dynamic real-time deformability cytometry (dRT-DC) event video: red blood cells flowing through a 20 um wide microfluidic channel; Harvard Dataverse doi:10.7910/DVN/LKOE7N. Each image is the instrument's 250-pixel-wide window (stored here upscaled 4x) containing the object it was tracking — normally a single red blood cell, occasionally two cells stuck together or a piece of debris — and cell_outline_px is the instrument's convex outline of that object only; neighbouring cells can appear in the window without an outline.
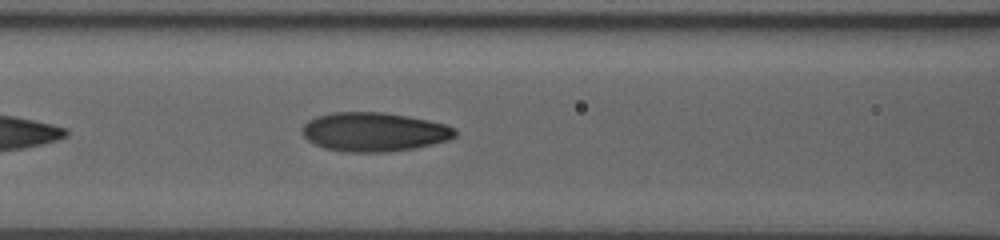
{"species": "human", "species_latin": "Homo sapiens", "temperature_condition": "room temperature", "stored_images_in_passage": 28, "camera_frame_rate_fps": 3000, "um_per_image_px": 0.085, "donor": {"sex": "male"}, "frame": {"image": 1, "passage_image": 7, "time_ms": 2.0, "image_size_px": [1000, 240], "cell_outline_px": [[456, 136], [448, 140], [432, 144], [412, 148], [388, 152], [348, 152], [324, 148], [308, 140], [300, 132], [300, 128], [308, 120], [316, 116], [332, 112], [380, 112], [408, 116], [428, 120], [444, 124], [456, 128]], "centroid_in_image_um": [31.77, 11.21], "position_along_channel_um": 134.8, "area_um2": 34.8}}
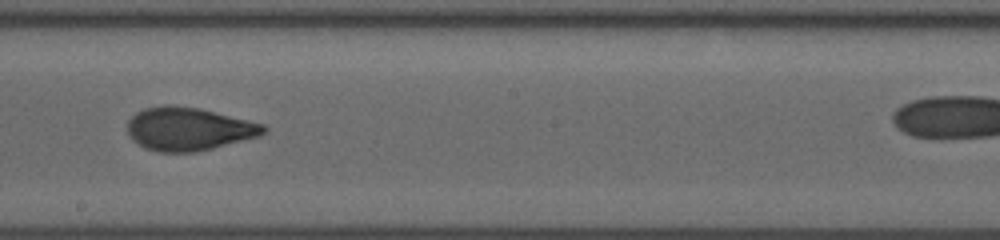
{"frame": {"image": 2, "passage_image": 14, "time_ms": 4.333, "image_size_px": [1000, 240], "cell_outline_px": [[268, 128], [260, 136], [196, 152], [156, 152], [144, 148], [132, 140], [128, 136], [128, 120], [136, 112], [144, 108], [164, 104], [172, 104], [200, 108], [264, 124]], "centroid_in_image_um": [16.0, 10.95], "position_along_channel_um": 232.2, "area_um2": 34.51}}
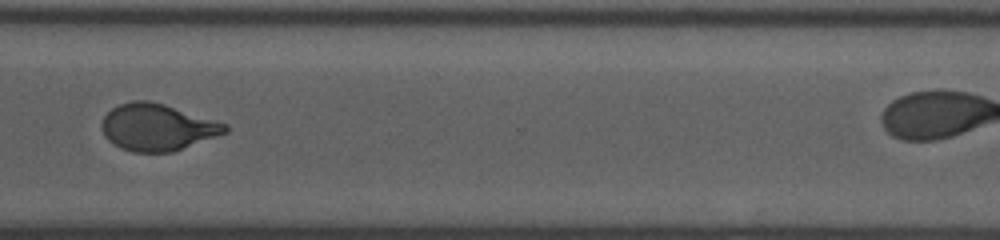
{"frame": {"image": 3, "passage_image": 23, "time_ms": 7.333, "image_size_px": [1000, 240], "cell_outline_px": [[228, 132], [172, 152], [132, 152], [120, 148], [108, 140], [104, 136], [104, 116], [112, 108], [120, 104], [132, 100], [148, 100], [164, 104], [228, 124]], "centroid_in_image_um": [13.39, 10.82], "position_along_channel_um": 357.2, "area_um2": 33.35}}